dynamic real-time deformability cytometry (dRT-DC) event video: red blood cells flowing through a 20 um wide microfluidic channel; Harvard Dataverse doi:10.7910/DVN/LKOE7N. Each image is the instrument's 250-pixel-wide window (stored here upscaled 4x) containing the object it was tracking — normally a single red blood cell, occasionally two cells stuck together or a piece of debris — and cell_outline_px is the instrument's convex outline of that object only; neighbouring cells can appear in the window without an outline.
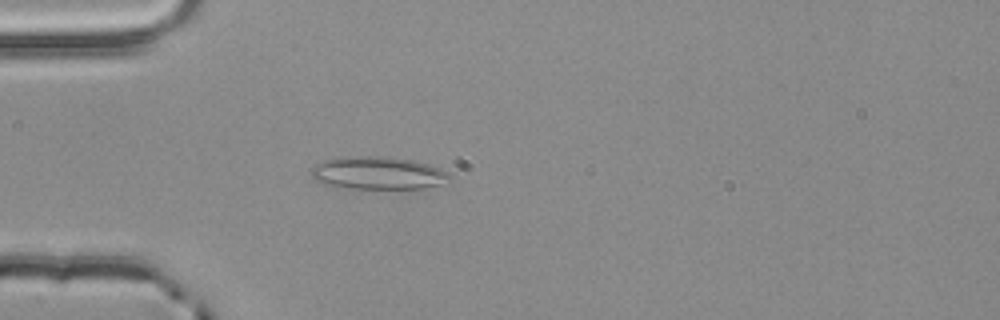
{"species": "common noctule bat (a hibernating species)", "species_latin": "Nyctalus noctula", "temperature_condition": "room temperature", "stored_images_in_passage": 41, "camera_frame_rate_fps": 3000, "um_per_image_px": 0.085, "animal": {"sex": "male", "body_mass_g": 20.4}, "frame": {"image": 1, "passage_image": 3, "time_ms": 0.667, "image_size_px": [1000, 320], "cell_outline_px": [[452, 180], [424, 188], [348, 188], [324, 184], [316, 180], [312, 176], [312, 168], [316, 164], [324, 160], [340, 156], [384, 156], [412, 160], [428, 164], [440, 168], [448, 172], [452, 176]], "centroid_in_image_um": [32.14, 14.69], "position_along_channel_um": 52.9, "area_um2": 26.41}}
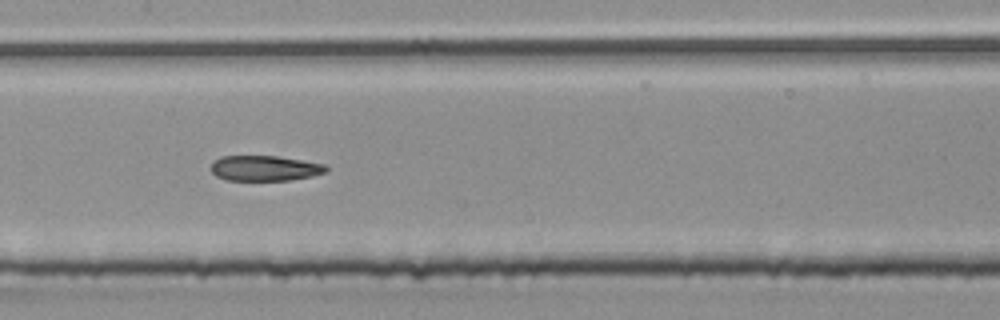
{"frame": {"image": 2, "passage_image": 14, "time_ms": 4.333, "image_size_px": [1000, 320], "cell_outline_px": [[328, 172], [312, 176], [292, 180], [224, 180], [216, 176], [212, 172], [212, 160], [220, 156], [276, 156], [324, 164], [328, 168]], "centroid_in_image_um": [22.49, 14.3], "position_along_channel_um": 184.9, "area_um2": 17.05}}
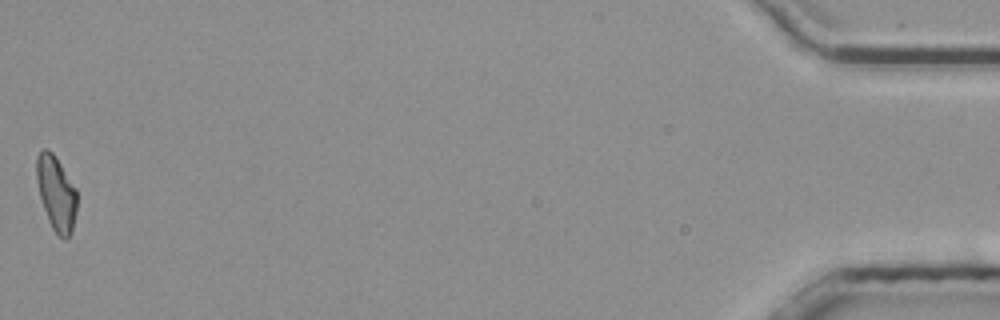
{"frame": {"image": 3, "passage_image": 41, "time_ms": 13.333, "image_size_px": [1000, 320], "cell_outline_px": [[76, 212], [72, 232], [68, 240], [64, 240], [52, 228], [48, 220], [40, 196], [36, 180], [36, 156], [44, 148], [48, 148], [52, 152], [76, 188]], "centroid_in_image_um": [4.78, 16.44], "position_along_channel_um": 430.4, "area_um2": 17.51}, "authors_computed_cell_mechanics": {"area_um2": 18.0336, "velocity_mm_per_s": 3.871, "shape_relaxation_time_tau1_ms": null, "shape_relaxation_time_tau2_ms": 3.6941, "deformation_change_tau1": null, "deformation_change_tau2": 0.1053}}